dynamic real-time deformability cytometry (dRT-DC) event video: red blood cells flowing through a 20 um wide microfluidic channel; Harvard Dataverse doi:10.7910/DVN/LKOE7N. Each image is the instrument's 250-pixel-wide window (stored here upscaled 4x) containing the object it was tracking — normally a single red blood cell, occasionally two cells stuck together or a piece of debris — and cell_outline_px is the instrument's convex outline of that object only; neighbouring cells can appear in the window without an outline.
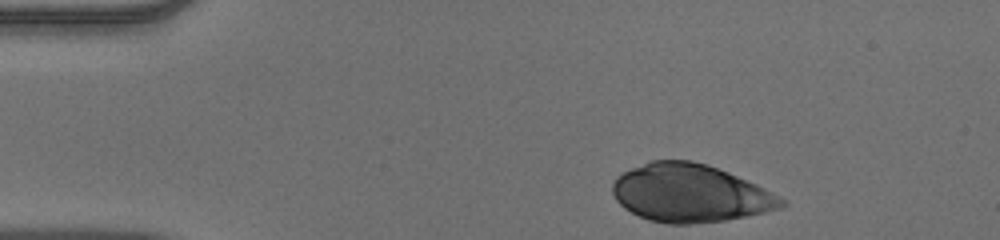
{"species": "human", "species_latin": "Homo sapiens", "temperature_condition": "warm", "stored_images_in_passage": 38, "camera_frame_rate_fps": 3000, "um_per_image_px": 0.085, "donor": {"sex": "male"}, "frame": {"image": 1, "passage_image": 1, "time_ms": 0.0, "image_size_px": [1000, 240], "cell_outline_px": [[788, 204], [780, 208], [764, 212], [724, 220], [688, 224], [668, 224], [648, 220], [624, 208], [616, 200], [612, 192], [612, 184], [616, 176], [632, 168], [652, 160], [692, 160], [708, 164], [728, 172], [756, 184], [788, 200]], "centroid_in_image_um": [58.66, 16.42], "position_along_channel_um": 26.3, "area_um2": 56.93}}
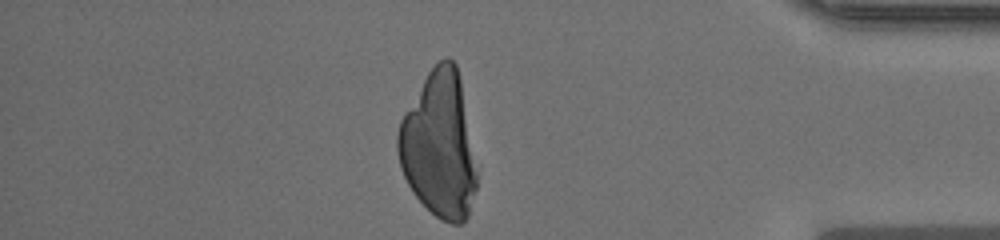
{"frame": {"image": 2, "passage_image": 38, "time_ms": 12.333, "image_size_px": [1000, 240], "cell_outline_px": [[476, 188], [468, 216], [460, 224], [452, 224], [440, 220], [412, 192], [400, 168], [396, 148], [396, 136], [400, 120], [428, 72], [444, 56], [448, 56], [456, 64], [460, 80], [476, 172]], "centroid_in_image_um": [37.29, 12.36], "position_along_channel_um": 397.9, "area_um2": 66.18}}